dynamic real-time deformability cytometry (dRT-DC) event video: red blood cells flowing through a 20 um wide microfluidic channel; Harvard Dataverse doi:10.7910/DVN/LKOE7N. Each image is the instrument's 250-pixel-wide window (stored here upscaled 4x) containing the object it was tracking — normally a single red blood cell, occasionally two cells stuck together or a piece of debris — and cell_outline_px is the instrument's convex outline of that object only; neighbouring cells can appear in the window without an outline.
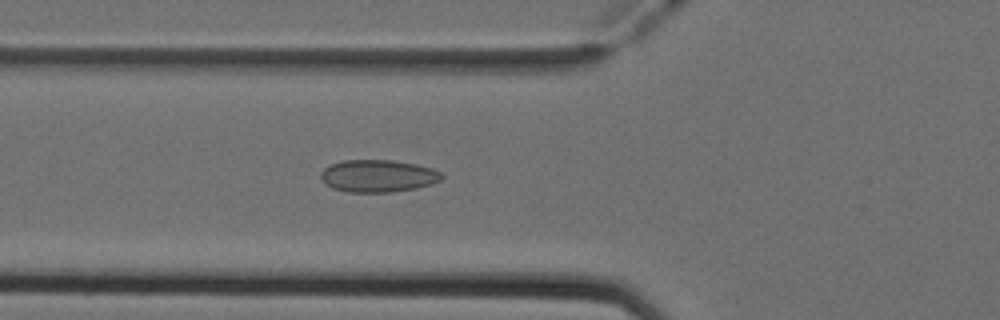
{"species": "Egyptian fruit bat (a non-hibernating species)", "species_latin": "Rousettus aegyptiacus", "temperature_condition": "cold", "stored_images_in_passage": 37, "camera_frame_rate_fps": 3000, "um_per_image_px": 0.085, "animal": {"sex": "female"}, "frame": {"image": 1, "passage_image": 5, "time_ms": 1.333, "image_size_px": [1000, 320], "cell_outline_px": [[444, 176], [440, 180], [432, 184], [416, 188], [392, 192], [348, 192], [332, 188], [324, 184], [320, 176], [320, 172], [328, 164], [344, 160], [392, 160], [416, 164], [432, 168], [440, 172]], "centroid_in_image_um": [32.1, 14.95], "position_along_channel_um": 93.7, "area_um2": 23.0}}
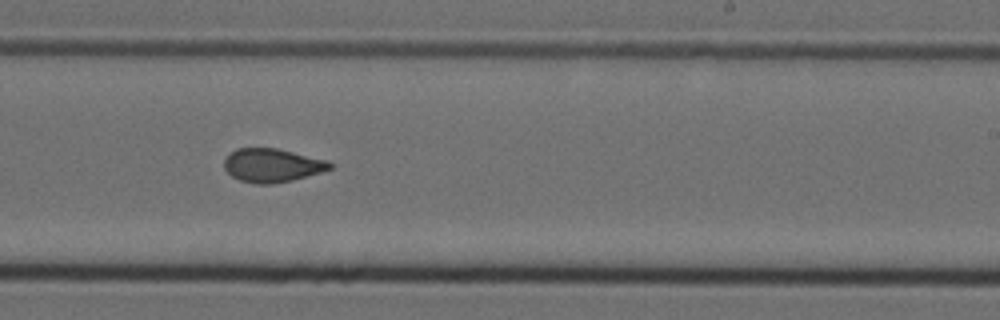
{"frame": {"image": 2, "passage_image": 18, "time_ms": 5.667, "image_size_px": [1000, 320], "cell_outline_px": [[332, 168], [320, 172], [292, 180], [272, 184], [252, 184], [240, 180], [232, 176], [224, 168], [224, 160], [228, 152], [236, 148], [276, 148], [328, 160], [332, 164]], "centroid_in_image_um": [23.09, 14.05], "position_along_channel_um": 265.9, "area_um2": 20.75}}
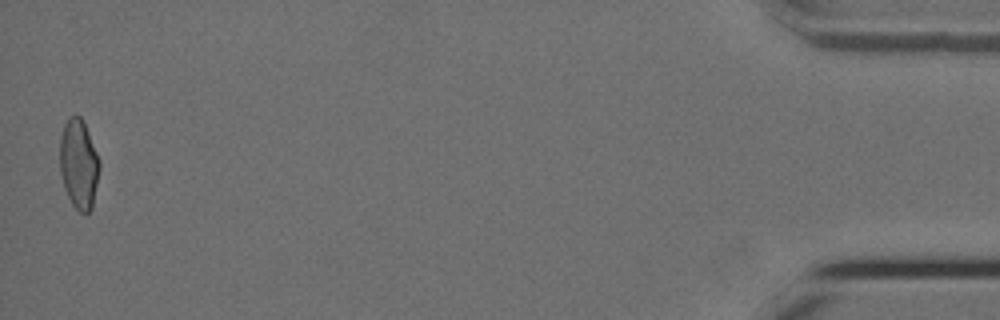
{"frame": {"image": 3, "passage_image": 37, "time_ms": 12.0, "image_size_px": [1000, 320], "cell_outline_px": [[100, 168], [92, 208], [88, 212], [80, 212], [72, 204], [64, 188], [60, 172], [60, 136], [64, 124], [68, 116], [80, 116], [88, 132], [100, 160]], "centroid_in_image_um": [6.69, 13.94], "position_along_channel_um": 428.5, "area_um2": 20.63}, "authors_computed_cell_mechanics": {"area_um2": 20.8658, "velocity_mm_per_s": 3.9686, "shape_relaxation_time_tau1_ms": null, "shape_relaxation_time_tau2_ms": 2.1182, "deformation_change_tau1": null, "deformation_change_tau2": 0.0612}}